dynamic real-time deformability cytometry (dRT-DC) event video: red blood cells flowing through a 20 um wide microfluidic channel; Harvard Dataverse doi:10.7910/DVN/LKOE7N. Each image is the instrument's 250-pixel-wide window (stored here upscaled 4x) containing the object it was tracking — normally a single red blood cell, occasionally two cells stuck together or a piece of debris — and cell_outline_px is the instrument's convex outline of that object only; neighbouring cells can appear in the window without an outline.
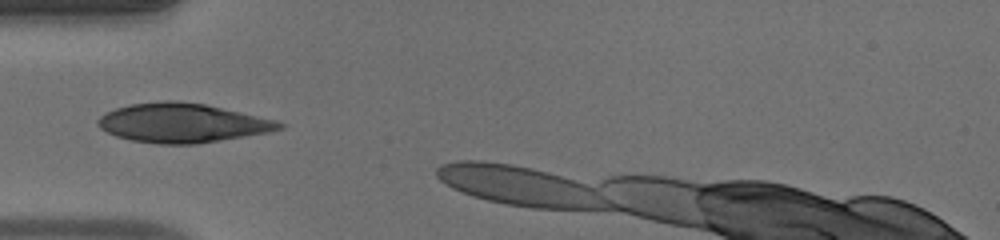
{"species": "human", "species_latin": "Homo sapiens", "temperature_condition": "warm", "stored_images_in_passage": 4, "camera_frame_rate_fps": 3000, "um_per_image_px": 0.085, "donor": {"sex": "male"}, "frame": {"image": 1, "passage_image": 1, "time_ms": 0.0, "image_size_px": [1000, 240], "cell_outline_px": [[284, 128], [268, 132], [192, 144], [160, 144], [132, 140], [116, 136], [100, 128], [96, 124], [96, 120], [100, 116], [116, 108], [128, 104], [164, 100], [176, 100], [204, 104], [276, 120], [284, 124]], "centroid_in_image_um": [15.45, 10.44], "position_along_channel_um": 69.6, "area_um2": 40.98}}